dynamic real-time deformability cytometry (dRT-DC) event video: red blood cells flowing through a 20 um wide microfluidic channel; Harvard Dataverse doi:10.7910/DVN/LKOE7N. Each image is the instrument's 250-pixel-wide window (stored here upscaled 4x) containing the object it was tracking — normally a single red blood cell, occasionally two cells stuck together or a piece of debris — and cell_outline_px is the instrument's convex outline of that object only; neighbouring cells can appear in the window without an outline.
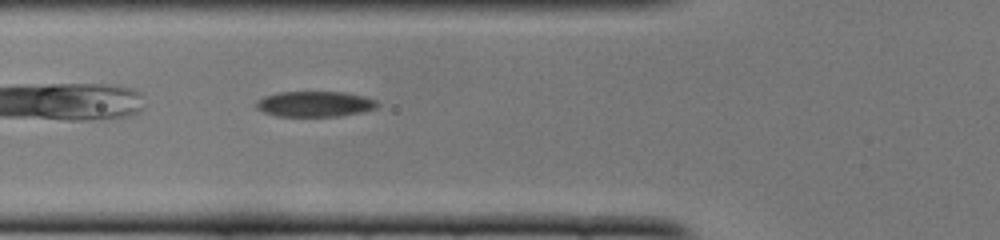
{"species": "common noctule bat (a hibernating species)", "species_latin": "Nyctalus noctula", "temperature_condition": "cold", "stored_images_in_passage": 34, "camera_frame_rate_fps": 3000, "um_per_image_px": 0.085, "animal": {"sex": "female", "body_mass_g": 22.0, "forearm_length_mm": 56.7}, "frame": {"image": 1, "passage_image": 5, "time_ms": 1.333, "image_size_px": [1000, 240], "cell_outline_px": [[380, 104], [376, 108], [364, 112], [340, 116], [276, 116], [264, 112], [256, 108], [256, 100], [264, 96], [276, 92], [344, 92], [364, 96], [376, 100]], "centroid_in_image_um": [26.77, 8.84], "position_along_channel_um": 99.0, "area_um2": 18.21}}
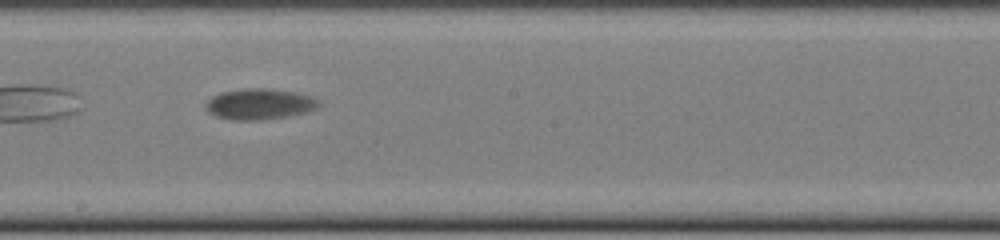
{"frame": {"image": 2, "passage_image": 15, "time_ms": 4.667, "image_size_px": [1000, 240], "cell_outline_px": [[320, 104], [316, 108], [308, 112], [288, 116], [260, 120], [232, 120], [216, 116], [208, 112], [204, 108], [204, 104], [212, 96], [220, 92], [244, 88], [264, 88], [296, 92], [312, 96], [320, 100]], "centroid_in_image_um": [22.05, 8.84], "position_along_channel_um": 226.2, "area_um2": 20.58}}
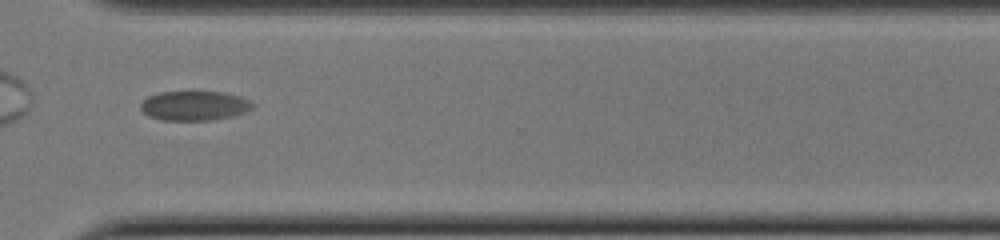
{"frame": {"image": 3, "passage_image": 25, "time_ms": 8.0, "image_size_px": [1000, 240], "cell_outline_px": [[256, 104], [252, 108], [244, 112], [232, 116], [212, 120], [160, 120], [148, 116], [140, 108], [140, 104], [148, 96], [160, 92], [224, 92], [240, 96], [252, 100]], "centroid_in_image_um": [16.55, 8.98], "position_along_channel_um": 354.1, "area_um2": 19.36}, "authors_computed_cell_mechanics": {"area_um2": 19.7098, "velocity_mm_per_s": 3.8157, "shape_relaxation_time_tau1_ms": 10.3888, "shape_relaxation_time_tau2_ms": null, "deformation_change_tau1": 0.2315, "deformation_change_tau2": null}}